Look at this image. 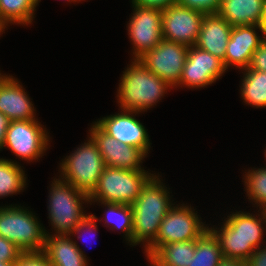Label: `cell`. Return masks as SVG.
<instances>
[{
	"label": "cell",
	"mask_w": 266,
	"mask_h": 266,
	"mask_svg": "<svg viewBox=\"0 0 266 266\" xmlns=\"http://www.w3.org/2000/svg\"><path fill=\"white\" fill-rule=\"evenodd\" d=\"M159 176L153 175L131 205L133 212L132 245L141 242L145 250L158 236L160 224L166 213L173 207L167 187Z\"/></svg>",
	"instance_id": "cell-1"
},
{
	"label": "cell",
	"mask_w": 266,
	"mask_h": 266,
	"mask_svg": "<svg viewBox=\"0 0 266 266\" xmlns=\"http://www.w3.org/2000/svg\"><path fill=\"white\" fill-rule=\"evenodd\" d=\"M259 211H261V214H257L259 218L257 215L236 211L227 216L220 230L209 228L219 241L223 257L246 262L252 252L262 246L261 240L263 241L264 235L262 223H266V211Z\"/></svg>",
	"instance_id": "cell-2"
},
{
	"label": "cell",
	"mask_w": 266,
	"mask_h": 266,
	"mask_svg": "<svg viewBox=\"0 0 266 266\" xmlns=\"http://www.w3.org/2000/svg\"><path fill=\"white\" fill-rule=\"evenodd\" d=\"M133 61L122 74L117 100L121 110L142 112L154 106L167 93V88L172 87L150 71L140 60Z\"/></svg>",
	"instance_id": "cell-3"
},
{
	"label": "cell",
	"mask_w": 266,
	"mask_h": 266,
	"mask_svg": "<svg viewBox=\"0 0 266 266\" xmlns=\"http://www.w3.org/2000/svg\"><path fill=\"white\" fill-rule=\"evenodd\" d=\"M153 175L146 170H126L106 166L96 188L89 195L90 203L96 201L132 205Z\"/></svg>",
	"instance_id": "cell-4"
},
{
	"label": "cell",
	"mask_w": 266,
	"mask_h": 266,
	"mask_svg": "<svg viewBox=\"0 0 266 266\" xmlns=\"http://www.w3.org/2000/svg\"><path fill=\"white\" fill-rule=\"evenodd\" d=\"M49 193L48 214L56 235H70L87 214L82 203L90 202L89 195L62 179H54ZM84 201V202H83Z\"/></svg>",
	"instance_id": "cell-5"
},
{
	"label": "cell",
	"mask_w": 266,
	"mask_h": 266,
	"mask_svg": "<svg viewBox=\"0 0 266 266\" xmlns=\"http://www.w3.org/2000/svg\"><path fill=\"white\" fill-rule=\"evenodd\" d=\"M35 216L19 205L0 207V237L14 243L22 252L43 251L47 232Z\"/></svg>",
	"instance_id": "cell-6"
},
{
	"label": "cell",
	"mask_w": 266,
	"mask_h": 266,
	"mask_svg": "<svg viewBox=\"0 0 266 266\" xmlns=\"http://www.w3.org/2000/svg\"><path fill=\"white\" fill-rule=\"evenodd\" d=\"M105 162L96 143L89 136L74 153L62 160L61 179L90 195L96 188L99 177L105 169Z\"/></svg>",
	"instance_id": "cell-7"
},
{
	"label": "cell",
	"mask_w": 266,
	"mask_h": 266,
	"mask_svg": "<svg viewBox=\"0 0 266 266\" xmlns=\"http://www.w3.org/2000/svg\"><path fill=\"white\" fill-rule=\"evenodd\" d=\"M209 228L191 206H173L160 224L158 236L145 250L147 258L160 246L172 242L197 240Z\"/></svg>",
	"instance_id": "cell-8"
},
{
	"label": "cell",
	"mask_w": 266,
	"mask_h": 266,
	"mask_svg": "<svg viewBox=\"0 0 266 266\" xmlns=\"http://www.w3.org/2000/svg\"><path fill=\"white\" fill-rule=\"evenodd\" d=\"M49 136L37 119L10 121L3 147L26 161L39 159L48 148Z\"/></svg>",
	"instance_id": "cell-9"
},
{
	"label": "cell",
	"mask_w": 266,
	"mask_h": 266,
	"mask_svg": "<svg viewBox=\"0 0 266 266\" xmlns=\"http://www.w3.org/2000/svg\"><path fill=\"white\" fill-rule=\"evenodd\" d=\"M188 49L187 45L162 39L138 60L174 88L181 79Z\"/></svg>",
	"instance_id": "cell-10"
},
{
	"label": "cell",
	"mask_w": 266,
	"mask_h": 266,
	"mask_svg": "<svg viewBox=\"0 0 266 266\" xmlns=\"http://www.w3.org/2000/svg\"><path fill=\"white\" fill-rule=\"evenodd\" d=\"M204 13L179 4L162 10L163 39L188 47L197 42Z\"/></svg>",
	"instance_id": "cell-11"
},
{
	"label": "cell",
	"mask_w": 266,
	"mask_h": 266,
	"mask_svg": "<svg viewBox=\"0 0 266 266\" xmlns=\"http://www.w3.org/2000/svg\"><path fill=\"white\" fill-rule=\"evenodd\" d=\"M128 35L133 45V60L153 49L162 39V10L133 5Z\"/></svg>",
	"instance_id": "cell-12"
},
{
	"label": "cell",
	"mask_w": 266,
	"mask_h": 266,
	"mask_svg": "<svg viewBox=\"0 0 266 266\" xmlns=\"http://www.w3.org/2000/svg\"><path fill=\"white\" fill-rule=\"evenodd\" d=\"M227 70L222 60L198 47L190 46L181 79L177 86L203 88L210 85Z\"/></svg>",
	"instance_id": "cell-13"
},
{
	"label": "cell",
	"mask_w": 266,
	"mask_h": 266,
	"mask_svg": "<svg viewBox=\"0 0 266 266\" xmlns=\"http://www.w3.org/2000/svg\"><path fill=\"white\" fill-rule=\"evenodd\" d=\"M90 137L96 143L105 166L126 170H144L141 167L146 153L136 147L117 141L105 133L96 123L89 130Z\"/></svg>",
	"instance_id": "cell-14"
},
{
	"label": "cell",
	"mask_w": 266,
	"mask_h": 266,
	"mask_svg": "<svg viewBox=\"0 0 266 266\" xmlns=\"http://www.w3.org/2000/svg\"><path fill=\"white\" fill-rule=\"evenodd\" d=\"M118 114L103 117L95 122L105 133L126 145L139 148L146 154L150 149V140L145 127L135 118L140 112L122 110ZM134 113V114H133ZM133 114V115H132Z\"/></svg>",
	"instance_id": "cell-15"
},
{
	"label": "cell",
	"mask_w": 266,
	"mask_h": 266,
	"mask_svg": "<svg viewBox=\"0 0 266 266\" xmlns=\"http://www.w3.org/2000/svg\"><path fill=\"white\" fill-rule=\"evenodd\" d=\"M262 32L260 25H243L232 28L228 40L224 66H236L238 69L249 67L253 53L259 48L265 38L258 36L256 31Z\"/></svg>",
	"instance_id": "cell-16"
},
{
	"label": "cell",
	"mask_w": 266,
	"mask_h": 266,
	"mask_svg": "<svg viewBox=\"0 0 266 266\" xmlns=\"http://www.w3.org/2000/svg\"><path fill=\"white\" fill-rule=\"evenodd\" d=\"M20 82L0 74V112L10 121L35 120V109Z\"/></svg>",
	"instance_id": "cell-17"
},
{
	"label": "cell",
	"mask_w": 266,
	"mask_h": 266,
	"mask_svg": "<svg viewBox=\"0 0 266 266\" xmlns=\"http://www.w3.org/2000/svg\"><path fill=\"white\" fill-rule=\"evenodd\" d=\"M232 28L218 13L204 14L195 46L211 53L224 63Z\"/></svg>",
	"instance_id": "cell-18"
},
{
	"label": "cell",
	"mask_w": 266,
	"mask_h": 266,
	"mask_svg": "<svg viewBox=\"0 0 266 266\" xmlns=\"http://www.w3.org/2000/svg\"><path fill=\"white\" fill-rule=\"evenodd\" d=\"M69 236L46 233L43 252L52 266H88L86 255Z\"/></svg>",
	"instance_id": "cell-19"
},
{
	"label": "cell",
	"mask_w": 266,
	"mask_h": 266,
	"mask_svg": "<svg viewBox=\"0 0 266 266\" xmlns=\"http://www.w3.org/2000/svg\"><path fill=\"white\" fill-rule=\"evenodd\" d=\"M265 0H221L218 14L232 27L260 25Z\"/></svg>",
	"instance_id": "cell-20"
},
{
	"label": "cell",
	"mask_w": 266,
	"mask_h": 266,
	"mask_svg": "<svg viewBox=\"0 0 266 266\" xmlns=\"http://www.w3.org/2000/svg\"><path fill=\"white\" fill-rule=\"evenodd\" d=\"M195 253V240L158 247L147 259L153 266H188Z\"/></svg>",
	"instance_id": "cell-21"
},
{
	"label": "cell",
	"mask_w": 266,
	"mask_h": 266,
	"mask_svg": "<svg viewBox=\"0 0 266 266\" xmlns=\"http://www.w3.org/2000/svg\"><path fill=\"white\" fill-rule=\"evenodd\" d=\"M223 258L219 241L208 228L195 240V253L188 266H218Z\"/></svg>",
	"instance_id": "cell-22"
},
{
	"label": "cell",
	"mask_w": 266,
	"mask_h": 266,
	"mask_svg": "<svg viewBox=\"0 0 266 266\" xmlns=\"http://www.w3.org/2000/svg\"><path fill=\"white\" fill-rule=\"evenodd\" d=\"M245 71L240 93L242 100L253 107H266V72L256 71L249 68Z\"/></svg>",
	"instance_id": "cell-23"
},
{
	"label": "cell",
	"mask_w": 266,
	"mask_h": 266,
	"mask_svg": "<svg viewBox=\"0 0 266 266\" xmlns=\"http://www.w3.org/2000/svg\"><path fill=\"white\" fill-rule=\"evenodd\" d=\"M24 172L14 161L0 159V198L19 193L25 188Z\"/></svg>",
	"instance_id": "cell-24"
},
{
	"label": "cell",
	"mask_w": 266,
	"mask_h": 266,
	"mask_svg": "<svg viewBox=\"0 0 266 266\" xmlns=\"http://www.w3.org/2000/svg\"><path fill=\"white\" fill-rule=\"evenodd\" d=\"M37 0H0V16L10 24L28 25L34 18Z\"/></svg>",
	"instance_id": "cell-25"
},
{
	"label": "cell",
	"mask_w": 266,
	"mask_h": 266,
	"mask_svg": "<svg viewBox=\"0 0 266 266\" xmlns=\"http://www.w3.org/2000/svg\"><path fill=\"white\" fill-rule=\"evenodd\" d=\"M102 204L108 208V210L105 211V223L108 225L110 223V229L112 230H122L128 243L132 245L133 212L131 205L115 203H101V205Z\"/></svg>",
	"instance_id": "cell-26"
},
{
	"label": "cell",
	"mask_w": 266,
	"mask_h": 266,
	"mask_svg": "<svg viewBox=\"0 0 266 266\" xmlns=\"http://www.w3.org/2000/svg\"><path fill=\"white\" fill-rule=\"evenodd\" d=\"M244 177L248 199L266 211V167L249 170Z\"/></svg>",
	"instance_id": "cell-27"
},
{
	"label": "cell",
	"mask_w": 266,
	"mask_h": 266,
	"mask_svg": "<svg viewBox=\"0 0 266 266\" xmlns=\"http://www.w3.org/2000/svg\"><path fill=\"white\" fill-rule=\"evenodd\" d=\"M14 266H52L43 251L22 252Z\"/></svg>",
	"instance_id": "cell-28"
},
{
	"label": "cell",
	"mask_w": 266,
	"mask_h": 266,
	"mask_svg": "<svg viewBox=\"0 0 266 266\" xmlns=\"http://www.w3.org/2000/svg\"><path fill=\"white\" fill-rule=\"evenodd\" d=\"M176 4L208 14L218 12L221 0H176Z\"/></svg>",
	"instance_id": "cell-29"
},
{
	"label": "cell",
	"mask_w": 266,
	"mask_h": 266,
	"mask_svg": "<svg viewBox=\"0 0 266 266\" xmlns=\"http://www.w3.org/2000/svg\"><path fill=\"white\" fill-rule=\"evenodd\" d=\"M22 251L11 241L0 237V261L16 262Z\"/></svg>",
	"instance_id": "cell-30"
},
{
	"label": "cell",
	"mask_w": 266,
	"mask_h": 266,
	"mask_svg": "<svg viewBox=\"0 0 266 266\" xmlns=\"http://www.w3.org/2000/svg\"><path fill=\"white\" fill-rule=\"evenodd\" d=\"M248 68L256 71L266 72V39L253 53Z\"/></svg>",
	"instance_id": "cell-31"
},
{
	"label": "cell",
	"mask_w": 266,
	"mask_h": 266,
	"mask_svg": "<svg viewBox=\"0 0 266 266\" xmlns=\"http://www.w3.org/2000/svg\"><path fill=\"white\" fill-rule=\"evenodd\" d=\"M96 221H98L97 220V217L95 216V215H93V214H89V215H87L83 220H81L80 222H79V224L73 229V231L70 233V236H71V234H72V236H73V234L75 235V234H79V236H77V238L79 239V238H82V236H83V234H85V232H90V233H93L92 232V230H95V232L97 231V224H96ZM87 232V233H88ZM94 232V233H95ZM81 234H82V236H81ZM82 240H84V239H82ZM84 242H85V240H84Z\"/></svg>",
	"instance_id": "cell-32"
},
{
	"label": "cell",
	"mask_w": 266,
	"mask_h": 266,
	"mask_svg": "<svg viewBox=\"0 0 266 266\" xmlns=\"http://www.w3.org/2000/svg\"><path fill=\"white\" fill-rule=\"evenodd\" d=\"M176 0H132V4L144 8L166 9L168 6L175 4Z\"/></svg>",
	"instance_id": "cell-33"
},
{
	"label": "cell",
	"mask_w": 266,
	"mask_h": 266,
	"mask_svg": "<svg viewBox=\"0 0 266 266\" xmlns=\"http://www.w3.org/2000/svg\"><path fill=\"white\" fill-rule=\"evenodd\" d=\"M255 249L247 259V266H266V246Z\"/></svg>",
	"instance_id": "cell-34"
},
{
	"label": "cell",
	"mask_w": 266,
	"mask_h": 266,
	"mask_svg": "<svg viewBox=\"0 0 266 266\" xmlns=\"http://www.w3.org/2000/svg\"><path fill=\"white\" fill-rule=\"evenodd\" d=\"M10 120L7 116L0 112V149L3 148L5 142V136L7 132V128L9 127Z\"/></svg>",
	"instance_id": "cell-35"
},
{
	"label": "cell",
	"mask_w": 266,
	"mask_h": 266,
	"mask_svg": "<svg viewBox=\"0 0 266 266\" xmlns=\"http://www.w3.org/2000/svg\"><path fill=\"white\" fill-rule=\"evenodd\" d=\"M218 266H247L243 260L223 258Z\"/></svg>",
	"instance_id": "cell-36"
},
{
	"label": "cell",
	"mask_w": 266,
	"mask_h": 266,
	"mask_svg": "<svg viewBox=\"0 0 266 266\" xmlns=\"http://www.w3.org/2000/svg\"><path fill=\"white\" fill-rule=\"evenodd\" d=\"M260 26H261L262 31H263V36L266 39V0L264 3L263 17H262V20L260 22Z\"/></svg>",
	"instance_id": "cell-37"
},
{
	"label": "cell",
	"mask_w": 266,
	"mask_h": 266,
	"mask_svg": "<svg viewBox=\"0 0 266 266\" xmlns=\"http://www.w3.org/2000/svg\"><path fill=\"white\" fill-rule=\"evenodd\" d=\"M8 21L7 20H5L4 18H2L1 16H0V35H1V33L3 32V31H5L4 29L6 28V26L8 25Z\"/></svg>",
	"instance_id": "cell-38"
},
{
	"label": "cell",
	"mask_w": 266,
	"mask_h": 266,
	"mask_svg": "<svg viewBox=\"0 0 266 266\" xmlns=\"http://www.w3.org/2000/svg\"><path fill=\"white\" fill-rule=\"evenodd\" d=\"M15 262H3L0 261V266H14Z\"/></svg>",
	"instance_id": "cell-39"
},
{
	"label": "cell",
	"mask_w": 266,
	"mask_h": 266,
	"mask_svg": "<svg viewBox=\"0 0 266 266\" xmlns=\"http://www.w3.org/2000/svg\"><path fill=\"white\" fill-rule=\"evenodd\" d=\"M67 1H70V2H72V1L77 2L78 1L79 2L80 0H67ZM37 2H40V0H37Z\"/></svg>",
	"instance_id": "cell-40"
}]
</instances>
